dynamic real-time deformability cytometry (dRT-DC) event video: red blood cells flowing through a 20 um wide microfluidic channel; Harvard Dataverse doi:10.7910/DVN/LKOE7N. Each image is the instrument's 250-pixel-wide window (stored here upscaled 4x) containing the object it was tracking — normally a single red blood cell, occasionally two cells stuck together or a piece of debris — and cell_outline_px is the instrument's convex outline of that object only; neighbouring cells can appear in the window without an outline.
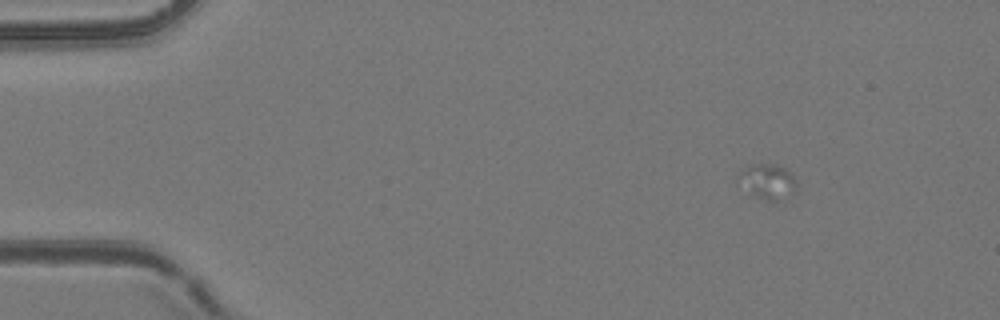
{"species": "common noctule bat (a hibernating species)", "species_latin": "Nyctalus noctula", "temperature_condition": "room temperature", "stored_images_in_passage": 4, "camera_frame_rate_fps": 3000, "um_per_image_px": 0.085, "animal": {"sex": "female", "body_mass_g": 24.6, "forearm_length_mm": 56.2}, "frame": {"image": 1, "passage_image": 1, "time_ms": 0.0, "image_size_px": [1000, 320], "cell_outline_px": [[796, 192], [772, 204], [752, 196], [736, 176], [744, 168], [752, 164], [776, 164], [784, 168], [792, 176], [796, 188]], "centroid_in_image_um": [65.24, 15.47], "position_along_channel_um": 19.8, "area_um2": 11.96}}
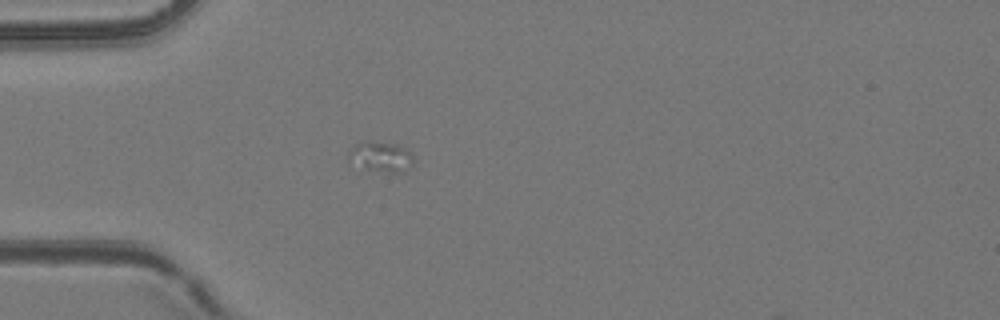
{"frame": {"image": 2, "passage_image": 4, "time_ms": 3.333, "image_size_px": [1000, 320], "cell_outline_px": [[416, 160], [412, 164], [400, 172], [388, 172], [364, 168], [348, 156], [348, 152], [356, 144], [396, 144], [404, 148]], "centroid_in_image_um": [32.44, 13.35], "position_along_channel_um": 52.6, "area_um2": 10.4}}